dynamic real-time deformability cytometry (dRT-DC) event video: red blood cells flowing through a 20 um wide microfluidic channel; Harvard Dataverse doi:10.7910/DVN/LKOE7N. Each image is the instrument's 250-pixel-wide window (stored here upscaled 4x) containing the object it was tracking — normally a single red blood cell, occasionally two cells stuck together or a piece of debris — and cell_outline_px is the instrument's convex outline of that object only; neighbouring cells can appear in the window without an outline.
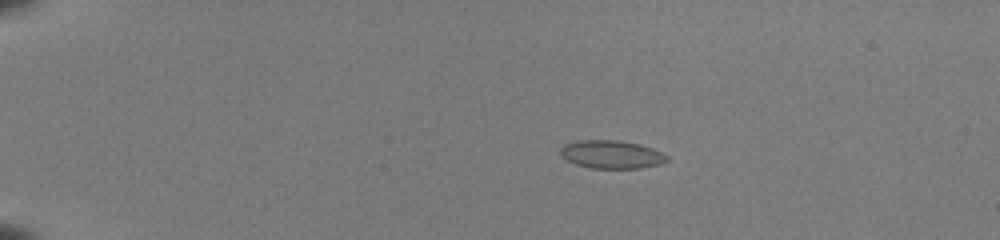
{"species": "common noctule bat (a hibernating species)", "species_latin": "Nyctalus noctula", "temperature_condition": "room temperature", "stored_images_in_passage": 51, "camera_frame_rate_fps": 3000, "um_per_image_px": 0.085, "animal": {"sex": "female", "body_mass_g": 22.0, "forearm_length_mm": 56.7}, "frame": {"image": 1, "passage_image": 9, "time_ms": 2.667, "image_size_px": [1000, 240], "cell_outline_px": [[668, 160], [660, 164], [640, 168], [592, 168], [576, 164], [568, 160], [560, 152], [560, 148], [564, 144], [576, 140], [620, 140], [640, 144], [652, 148], [668, 156]], "centroid_in_image_um": [51.98, 13.11], "position_along_channel_um": 33.0, "area_um2": 17.4}}
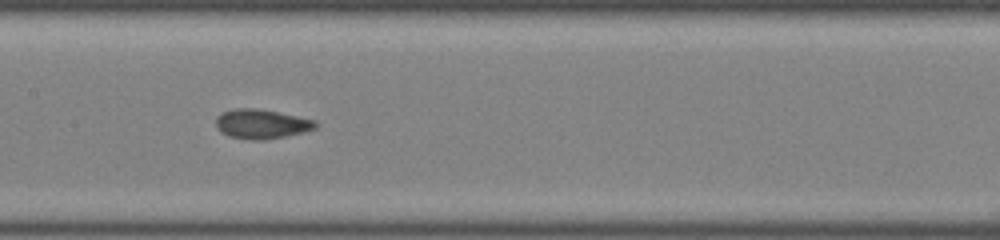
{"frame": {"image": 2, "passage_image": 27, "time_ms": 8.667, "image_size_px": [1000, 240], "cell_outline_px": [[316, 128], [304, 132], [264, 140], [252, 140], [228, 136], [220, 132], [216, 128], [216, 116], [220, 112], [236, 108], [256, 108], [316, 120]], "centroid_in_image_um": [22.17, 10.54], "position_along_channel_um": 185.2, "area_um2": 17.11}}
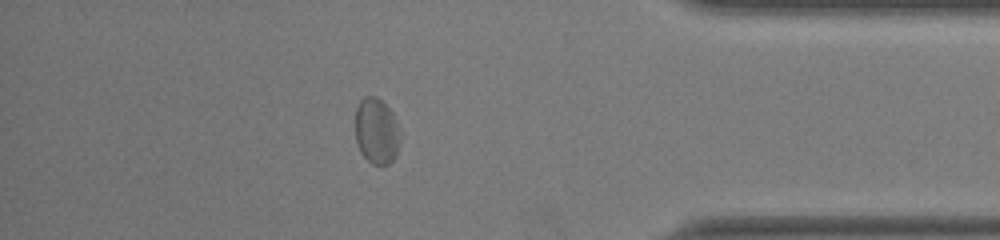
{"frame": {"image": 3, "passage_image": 45, "time_ms": 14.667, "image_size_px": [1000, 240], "cell_outline_px": [[400, 144], [396, 156], [388, 164], [372, 164], [364, 156], [356, 140], [356, 108], [360, 100], [364, 96], [376, 96], [392, 112], [396, 120], [400, 136]], "centroid_in_image_um": [32.02, 11.13], "position_along_channel_um": 403.2, "area_um2": 17.11}, "authors_computed_cell_mechanics": {"area_um2": 17.1666, "velocity_mm_per_s": 3.9651, "shape_relaxation_time_tau1_ms": 10.2392, "shape_relaxation_time_tau2_ms": 0.7678, "deformation_change_tau1": 0.105, "deformation_change_tau2": 0.0394}}